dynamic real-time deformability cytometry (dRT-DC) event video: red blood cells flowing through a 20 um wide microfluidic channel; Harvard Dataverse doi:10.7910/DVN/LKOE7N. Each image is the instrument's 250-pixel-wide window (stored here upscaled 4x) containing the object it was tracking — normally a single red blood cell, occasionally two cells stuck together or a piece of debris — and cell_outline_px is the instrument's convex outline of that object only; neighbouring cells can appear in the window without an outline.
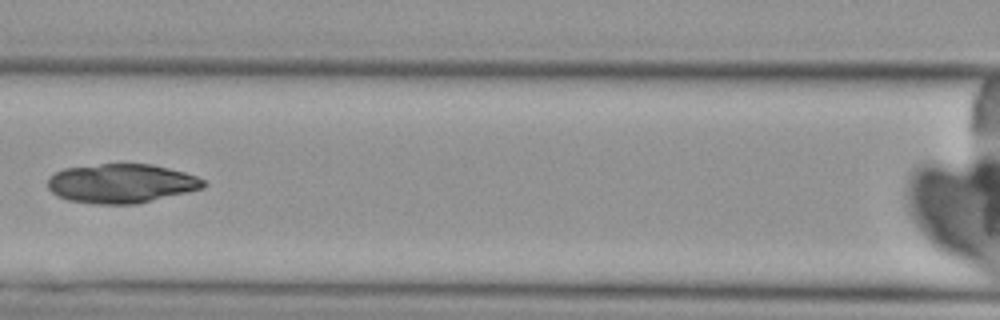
{"species": "Egyptian fruit bat (a non-hibernating species)", "species_latin": "Rousettus aegyptiacus", "temperature_condition": "cold", "stored_images_in_passage": 8, "camera_frame_rate_fps": 3000, "um_per_image_px": 0.085, "animal": {"sex": "female"}, "frame": {"image": 1, "passage_image": 7, "time_ms": 8.0, "image_size_px": [1000, 320], "cell_outline_px": [[204, 188], [136, 204], [96, 204], [68, 200], [52, 192], [48, 188], [48, 180], [56, 172], [64, 168], [100, 164], [152, 164], [184, 172], [196, 176], [204, 180]], "centroid_in_image_um": [10.32, 15.59], "position_along_channel_um": 156.3, "area_um2": 35.26}}
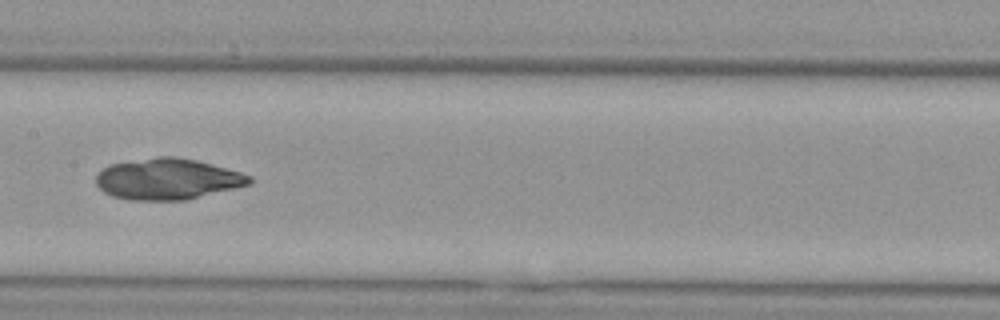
{"frame": {"image": 2, "passage_image": 8, "time_ms": 9.0, "image_size_px": [1000, 320], "cell_outline_px": [[252, 184], [184, 200], [128, 200], [112, 196], [104, 192], [96, 184], [96, 176], [100, 168], [108, 164], [156, 156], [176, 156], [196, 160], [240, 172], [252, 176]], "centroid_in_image_um": [14.2, 15.21], "position_along_channel_um": 193.2, "area_um2": 36.93}}